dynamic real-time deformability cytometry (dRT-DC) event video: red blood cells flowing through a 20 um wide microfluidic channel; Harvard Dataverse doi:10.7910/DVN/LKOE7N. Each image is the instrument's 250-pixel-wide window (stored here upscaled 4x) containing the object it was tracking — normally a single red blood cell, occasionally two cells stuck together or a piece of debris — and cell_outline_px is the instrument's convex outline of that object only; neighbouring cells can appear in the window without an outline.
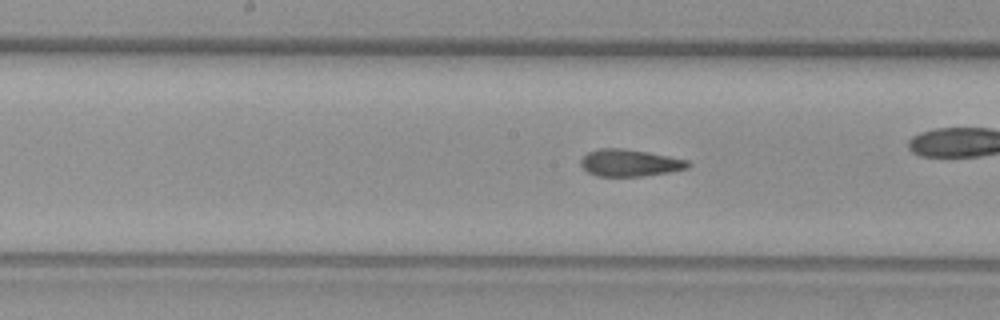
{"species": "common noctule bat (a hibernating species)", "species_latin": "Nyctalus noctula", "temperature_condition": "warm", "stored_images_in_passage": 44, "camera_frame_rate_fps": 3000, "um_per_image_px": 0.085, "animal": {"sex": "female", "body_mass_g": 29.2, "forearm_length_mm": 56.3}, "frame": {"image": 1, "passage_image": 26, "time_ms": 8.333, "image_size_px": [1000, 320], "cell_outline_px": [[688, 168], [668, 172], [644, 176], [596, 176], [588, 172], [580, 164], [580, 160], [588, 152], [600, 148], [624, 148], [648, 152], [688, 160]], "centroid_in_image_um": [53.5, 13.84], "position_along_channel_um": 194.7, "area_um2": 16.76}}